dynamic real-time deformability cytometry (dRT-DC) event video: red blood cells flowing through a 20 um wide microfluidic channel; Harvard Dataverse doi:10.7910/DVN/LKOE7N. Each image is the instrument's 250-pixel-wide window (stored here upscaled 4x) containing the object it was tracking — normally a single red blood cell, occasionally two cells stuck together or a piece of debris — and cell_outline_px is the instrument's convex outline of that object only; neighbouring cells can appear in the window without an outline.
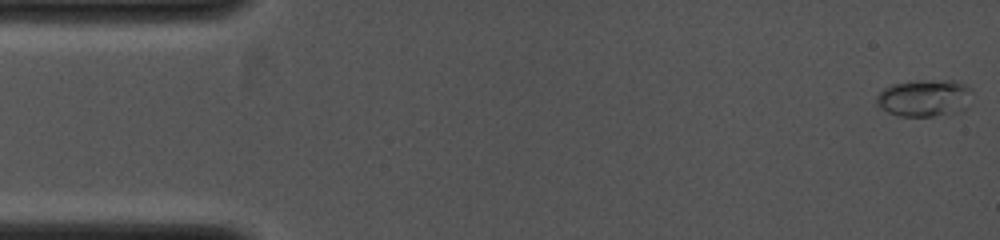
{"species": "common noctule bat (a hibernating species)", "species_latin": "Nyctalus noctula", "temperature_condition": "cold", "stored_images_in_passage": 52, "camera_frame_rate_fps": 4000, "um_per_image_px": 0.085, "animal": {"sex": "female", "body_mass_g": 19.0, "forearm_length_mm": 53.3}, "frame": {"image": 1, "passage_image": 1, "time_ms": 0.0, "image_size_px": [1000, 240], "cell_outline_px": [[972, 92], [952, 112], [932, 116], [900, 116], [888, 112], [880, 108], [876, 104], [876, 96], [884, 88], [892, 84], [916, 80], [956, 80], [972, 88]], "centroid_in_image_um": [78.44, 8.29], "position_along_channel_um": 6.6, "area_um2": 20.0}}
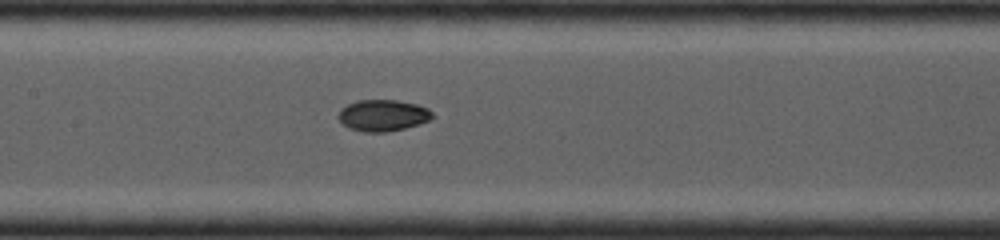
{"frame": {"image": 2, "passage_image": 21, "time_ms": 5.25, "image_size_px": [1000, 240], "cell_outline_px": [[432, 116], [428, 120], [404, 128], [384, 132], [364, 132], [348, 128], [336, 116], [340, 108], [356, 100], [396, 100], [416, 104], [428, 108], [432, 112]], "centroid_in_image_um": [32.48, 9.8], "position_along_channel_um": 174.9, "area_um2": 17.11}}
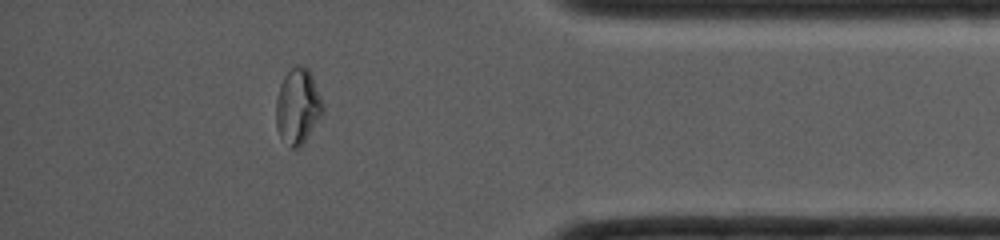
{"frame": {"image": 3, "passage_image": 44, "time_ms": 9.75, "image_size_px": [1000, 240], "cell_outline_px": [[324, 112], [300, 148], [288, 148], [280, 136], [276, 128], [276, 100], [280, 84], [284, 76], [296, 64], [300, 64], [308, 68], [312, 76], [324, 104]], "centroid_in_image_um": [25.31, 9.06], "position_along_channel_um": 409.9, "area_um2": 20.81}}